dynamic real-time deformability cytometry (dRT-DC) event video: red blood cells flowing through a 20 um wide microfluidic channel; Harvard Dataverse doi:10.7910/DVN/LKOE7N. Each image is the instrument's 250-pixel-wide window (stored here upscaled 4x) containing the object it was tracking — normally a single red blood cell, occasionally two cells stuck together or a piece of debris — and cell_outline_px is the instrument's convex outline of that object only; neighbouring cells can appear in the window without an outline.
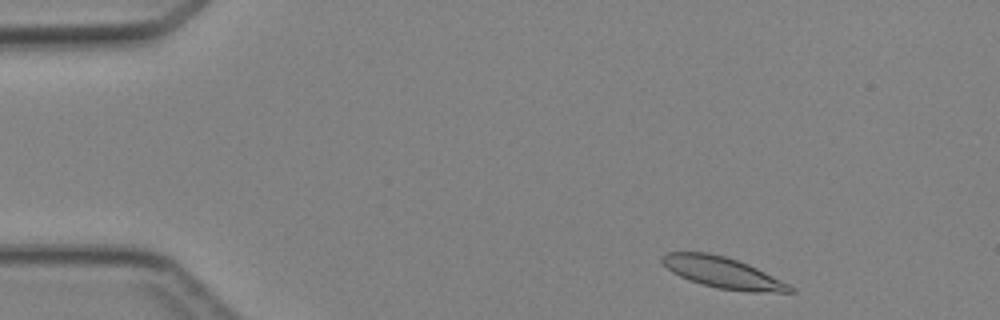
{"species": "Egyptian fruit bat (a non-hibernating species)", "species_latin": "Rousettus aegyptiacus", "temperature_condition": "cold", "stored_images_in_passage": 3, "camera_frame_rate_fps": 3000, "um_per_image_px": 0.085, "animal": {"sex": "female"}, "frame": {"image": 1, "passage_image": 1, "time_ms": 0.0, "image_size_px": [1000, 320], "cell_outline_px": [[796, 292], [748, 292], [716, 288], [680, 276], [672, 272], [660, 260], [660, 256], [668, 252], [708, 252], [724, 256], [748, 264], [796, 288]], "centroid_in_image_um": [61.43, 23.17], "position_along_channel_um": 23.6, "area_um2": 22.89}}